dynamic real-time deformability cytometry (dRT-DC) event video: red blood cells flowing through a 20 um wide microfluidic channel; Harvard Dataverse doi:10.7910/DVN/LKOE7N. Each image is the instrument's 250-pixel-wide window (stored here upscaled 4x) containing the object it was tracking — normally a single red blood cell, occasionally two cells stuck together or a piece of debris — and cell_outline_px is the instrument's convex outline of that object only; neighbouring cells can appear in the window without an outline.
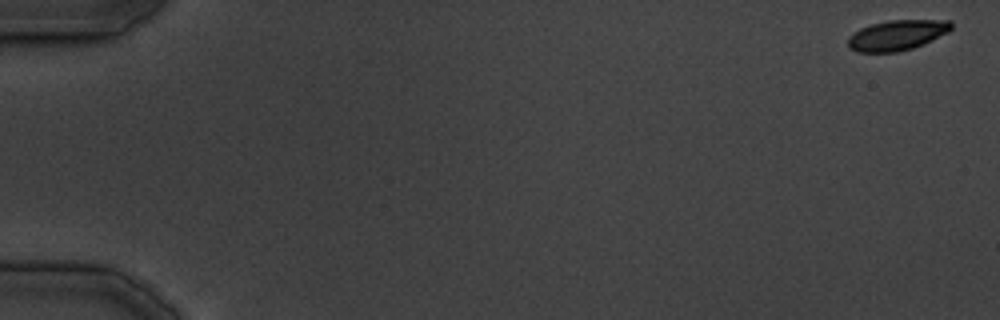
{"species": "common noctule bat (a hibernating species)", "species_latin": "Nyctalus noctula", "temperature_condition": "cold", "stored_images_in_passage": 26, "camera_frame_rate_fps": 3000, "um_per_image_px": 0.085, "animal": {"sex": "male", "body_mass_g": 19.5, "forearm_length_mm": 54.6}, "frame": {"image": 1, "passage_image": 1, "time_ms": 0.0, "image_size_px": [1000, 320], "cell_outline_px": [[952, 28], [948, 32], [924, 44], [912, 48], [896, 52], [856, 52], [848, 48], [848, 36], [860, 28], [872, 24], [888, 20], [948, 20], [952, 24]], "centroid_in_image_um": [76.22, 2.99], "position_along_channel_um": 8.8, "area_um2": 18.26}}
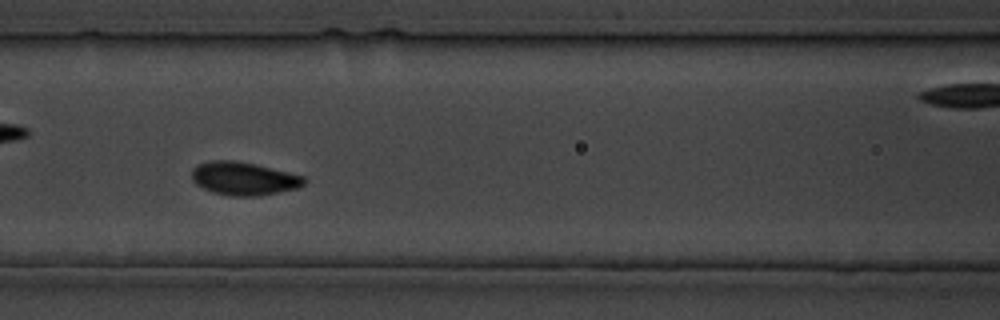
{"frame": {"image": 2, "passage_image": 19, "time_ms": 22.0, "image_size_px": [1000, 320], "cell_outline_px": [[308, 180], [304, 184], [296, 188], [260, 196], [232, 196], [212, 192], [196, 184], [192, 180], [192, 168], [200, 164], [212, 160], [236, 160], [256, 164], [304, 176]], "centroid_in_image_um": [20.72, 15.17], "position_along_channel_um": 145.9, "area_um2": 21.73}}